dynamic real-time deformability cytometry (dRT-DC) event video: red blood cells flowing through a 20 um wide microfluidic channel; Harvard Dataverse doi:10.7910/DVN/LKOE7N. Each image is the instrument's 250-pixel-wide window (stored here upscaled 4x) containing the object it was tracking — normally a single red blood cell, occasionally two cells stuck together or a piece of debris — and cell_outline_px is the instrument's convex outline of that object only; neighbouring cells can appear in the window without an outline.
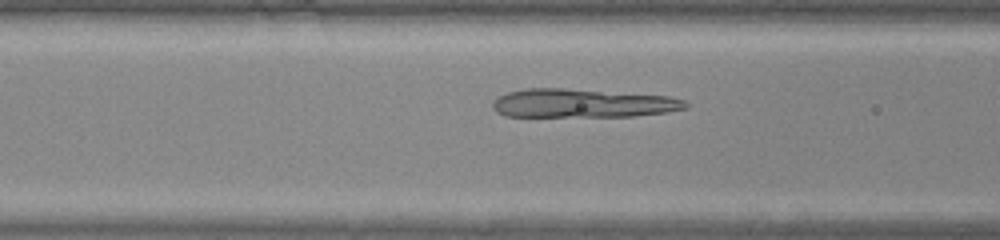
{"species": "common noctule bat (a hibernating species)", "species_latin": "Nyctalus noctula", "temperature_condition": "warm", "stored_images_in_passage": 43, "camera_frame_rate_fps": 3000, "um_per_image_px": 0.085, "animal": {"sex": "male", "body_mass_g": 20.0, "forearm_length_mm": 53.3}, "frame": {"image": 1, "passage_image": 15, "time_ms": 4.667, "image_size_px": [1000, 240], "cell_outline_px": [[688, 108], [668, 112], [632, 116], [504, 116], [496, 112], [492, 108], [492, 100], [508, 92], [524, 88], [564, 88], [668, 96], [684, 100], [688, 104]], "centroid_in_image_um": [49.49, 8.77], "position_along_channel_um": 117.1, "area_um2": 32.25}}
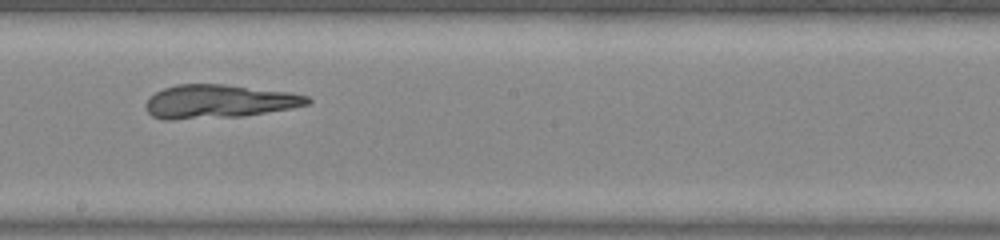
{"frame": {"image": 2, "passage_image": 23, "time_ms": 7.333, "image_size_px": [1000, 240], "cell_outline_px": [[312, 100], [308, 104], [292, 108], [244, 116], [172, 120], [164, 120], [152, 116], [144, 108], [144, 104], [156, 92], [164, 88], [176, 84], [224, 84], [288, 92], [308, 96]], "centroid_in_image_um": [18.57, 8.63], "position_along_channel_um": 229.6, "area_um2": 31.67}}
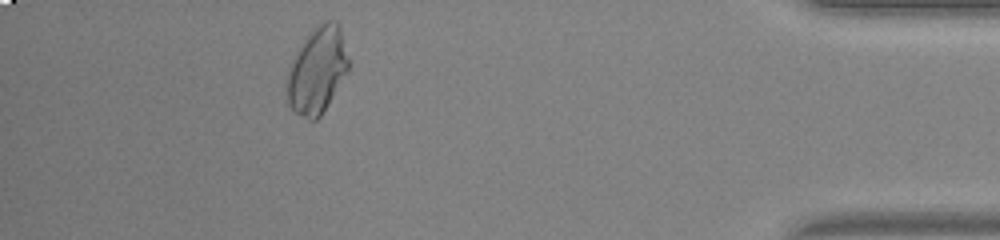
{"frame": {"image": 3, "passage_image": 39, "time_ms": 12.667, "image_size_px": [1000, 240], "cell_outline_px": [[348, 72], [320, 116], [316, 120], [308, 120], [296, 112], [288, 104], [284, 88], [288, 72], [292, 60], [296, 52], [312, 28], [328, 20], [336, 20], [340, 24], [348, 56]], "centroid_in_image_um": [26.95, 5.97], "position_along_channel_um": 408.2, "area_um2": 31.1}}